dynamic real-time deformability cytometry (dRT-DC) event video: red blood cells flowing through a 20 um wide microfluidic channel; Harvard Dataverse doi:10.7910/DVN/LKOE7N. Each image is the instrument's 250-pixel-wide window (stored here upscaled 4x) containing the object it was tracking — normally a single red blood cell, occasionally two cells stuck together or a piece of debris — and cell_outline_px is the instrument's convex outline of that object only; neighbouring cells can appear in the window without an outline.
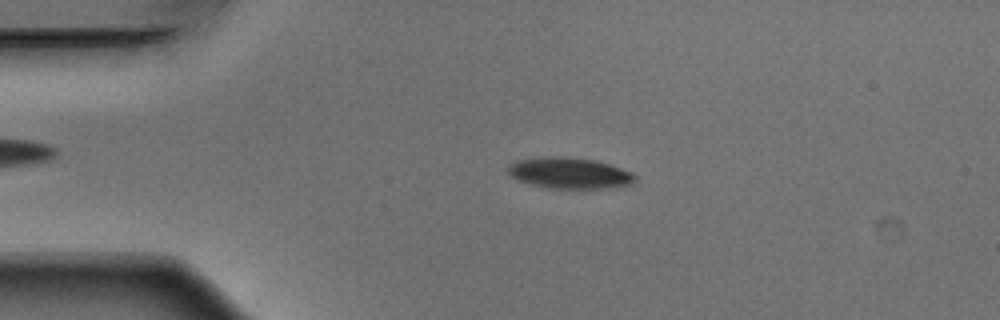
{"species": "Egyptian fruit bat (a non-hibernating species)", "species_latin": "Rousettus aegyptiacus", "temperature_condition": "warm", "stored_images_in_passage": 52, "camera_frame_rate_fps": 3000, "um_per_image_px": 0.085, "animal": {"sex": "male"}, "frame": {"image": 1, "passage_image": 11, "time_ms": 3.333, "image_size_px": [1000, 320], "cell_outline_px": [[636, 180], [632, 184], [612, 188], [552, 188], [532, 184], [520, 180], [512, 176], [508, 172], [508, 164], [516, 160], [552, 156], [560, 156], [592, 160], [608, 164], [632, 172], [636, 176]], "centroid_in_image_um": [48.43, 14.71], "position_along_channel_um": 36.6, "area_um2": 22.72}}
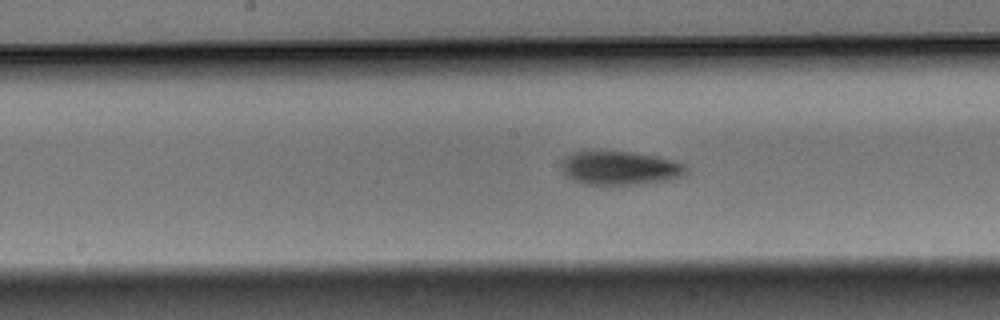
{"frame": {"image": 2, "passage_image": 26, "time_ms": 8.333, "image_size_px": [1000, 320], "cell_outline_px": [[688, 172], [684, 176], [668, 180], [640, 184], [608, 188], [584, 184], [572, 180], [564, 176], [564, 160], [572, 152], [632, 152], [660, 156], [676, 160], [684, 164], [688, 168]], "centroid_in_image_um": [52.77, 14.34], "position_along_channel_um": 195.4, "area_um2": 25.26}}
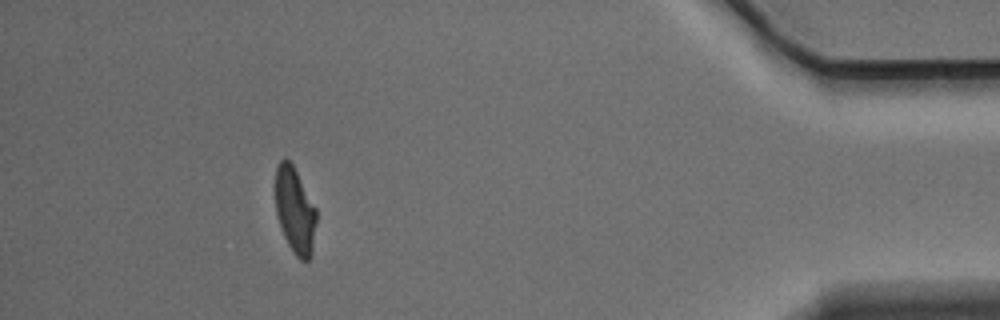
{"frame": {"image": 3, "passage_image": 47, "time_ms": 15.333, "image_size_px": [1000, 320], "cell_outline_px": [[316, 220], [312, 256], [308, 260], [300, 260], [292, 252], [284, 236], [276, 212], [276, 168], [280, 160], [284, 156], [292, 164], [316, 208]], "centroid_in_image_um": [25.08, 17.91], "position_along_channel_um": 410.1, "area_um2": 20.4}, "authors_computed_cell_mechanics": {"area_um2": 22.7732, "velocity_mm_per_s": 3.8708, "shape_relaxation_time_tau1_ms": 4.2733, "shape_relaxation_time_tau2_ms": 7.6438, "deformation_change_tau1": 0.1586, "deformation_change_tau2": 0.1528}}